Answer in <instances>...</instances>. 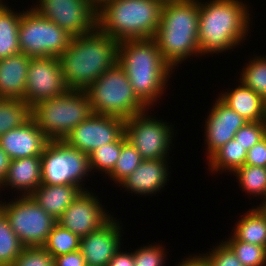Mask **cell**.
<instances>
[{"instance_id":"cell-1","label":"cell","mask_w":266,"mask_h":266,"mask_svg":"<svg viewBox=\"0 0 266 266\" xmlns=\"http://www.w3.org/2000/svg\"><path fill=\"white\" fill-rule=\"evenodd\" d=\"M117 63L125 71L138 99L148 109L161 99L174 72L154 38L120 41Z\"/></svg>"},{"instance_id":"cell-2","label":"cell","mask_w":266,"mask_h":266,"mask_svg":"<svg viewBox=\"0 0 266 266\" xmlns=\"http://www.w3.org/2000/svg\"><path fill=\"white\" fill-rule=\"evenodd\" d=\"M118 44L98 27L72 37L67 49L58 57L68 90L85 91L114 66L118 58Z\"/></svg>"},{"instance_id":"cell-3","label":"cell","mask_w":266,"mask_h":266,"mask_svg":"<svg viewBox=\"0 0 266 266\" xmlns=\"http://www.w3.org/2000/svg\"><path fill=\"white\" fill-rule=\"evenodd\" d=\"M199 0L200 55L219 54L246 40L252 15L242 0ZM244 2V3H243Z\"/></svg>"},{"instance_id":"cell-4","label":"cell","mask_w":266,"mask_h":266,"mask_svg":"<svg viewBox=\"0 0 266 266\" xmlns=\"http://www.w3.org/2000/svg\"><path fill=\"white\" fill-rule=\"evenodd\" d=\"M199 0L163 5L161 21L154 36L165 61L176 69L191 56H200L198 46Z\"/></svg>"},{"instance_id":"cell-5","label":"cell","mask_w":266,"mask_h":266,"mask_svg":"<svg viewBox=\"0 0 266 266\" xmlns=\"http://www.w3.org/2000/svg\"><path fill=\"white\" fill-rule=\"evenodd\" d=\"M163 5L157 0H111L97 10V27L118 42L154 38Z\"/></svg>"},{"instance_id":"cell-6","label":"cell","mask_w":266,"mask_h":266,"mask_svg":"<svg viewBox=\"0 0 266 266\" xmlns=\"http://www.w3.org/2000/svg\"><path fill=\"white\" fill-rule=\"evenodd\" d=\"M92 113L87 93L77 90H68L31 107V118L49 141L64 140Z\"/></svg>"},{"instance_id":"cell-7","label":"cell","mask_w":266,"mask_h":266,"mask_svg":"<svg viewBox=\"0 0 266 266\" xmlns=\"http://www.w3.org/2000/svg\"><path fill=\"white\" fill-rule=\"evenodd\" d=\"M85 92L94 114L126 120L148 109L134 93L125 71L118 63L106 70Z\"/></svg>"},{"instance_id":"cell-8","label":"cell","mask_w":266,"mask_h":266,"mask_svg":"<svg viewBox=\"0 0 266 266\" xmlns=\"http://www.w3.org/2000/svg\"><path fill=\"white\" fill-rule=\"evenodd\" d=\"M90 172L89 155L64 140L49 141L41 154V184L73 185L86 191L83 181Z\"/></svg>"},{"instance_id":"cell-9","label":"cell","mask_w":266,"mask_h":266,"mask_svg":"<svg viewBox=\"0 0 266 266\" xmlns=\"http://www.w3.org/2000/svg\"><path fill=\"white\" fill-rule=\"evenodd\" d=\"M20 52L28 57H59L72 36L33 8L21 11L19 24Z\"/></svg>"},{"instance_id":"cell-10","label":"cell","mask_w":266,"mask_h":266,"mask_svg":"<svg viewBox=\"0 0 266 266\" xmlns=\"http://www.w3.org/2000/svg\"><path fill=\"white\" fill-rule=\"evenodd\" d=\"M0 211L24 247L44 246L53 226L57 223L30 195L2 202Z\"/></svg>"},{"instance_id":"cell-11","label":"cell","mask_w":266,"mask_h":266,"mask_svg":"<svg viewBox=\"0 0 266 266\" xmlns=\"http://www.w3.org/2000/svg\"><path fill=\"white\" fill-rule=\"evenodd\" d=\"M125 120L126 139L139 152L143 160L168 159L174 132L173 125L148 115V111Z\"/></svg>"},{"instance_id":"cell-12","label":"cell","mask_w":266,"mask_h":266,"mask_svg":"<svg viewBox=\"0 0 266 266\" xmlns=\"http://www.w3.org/2000/svg\"><path fill=\"white\" fill-rule=\"evenodd\" d=\"M31 8L72 37L89 33L97 27V10L89 0H37Z\"/></svg>"},{"instance_id":"cell-13","label":"cell","mask_w":266,"mask_h":266,"mask_svg":"<svg viewBox=\"0 0 266 266\" xmlns=\"http://www.w3.org/2000/svg\"><path fill=\"white\" fill-rule=\"evenodd\" d=\"M67 91L59 58H30L23 98L30 107Z\"/></svg>"},{"instance_id":"cell-14","label":"cell","mask_w":266,"mask_h":266,"mask_svg":"<svg viewBox=\"0 0 266 266\" xmlns=\"http://www.w3.org/2000/svg\"><path fill=\"white\" fill-rule=\"evenodd\" d=\"M125 120L115 116L92 113L76 126L64 141L89 155L104 144L115 142L124 133Z\"/></svg>"},{"instance_id":"cell-15","label":"cell","mask_w":266,"mask_h":266,"mask_svg":"<svg viewBox=\"0 0 266 266\" xmlns=\"http://www.w3.org/2000/svg\"><path fill=\"white\" fill-rule=\"evenodd\" d=\"M97 197L89 190L82 191L57 219V223L79 238L101 229L114 215L103 208L105 205Z\"/></svg>"},{"instance_id":"cell-16","label":"cell","mask_w":266,"mask_h":266,"mask_svg":"<svg viewBox=\"0 0 266 266\" xmlns=\"http://www.w3.org/2000/svg\"><path fill=\"white\" fill-rule=\"evenodd\" d=\"M208 114L204 125L207 159L221 146L234 139L235 133L248 122L219 97Z\"/></svg>"},{"instance_id":"cell-17","label":"cell","mask_w":266,"mask_h":266,"mask_svg":"<svg viewBox=\"0 0 266 266\" xmlns=\"http://www.w3.org/2000/svg\"><path fill=\"white\" fill-rule=\"evenodd\" d=\"M112 218L101 229L80 238L79 250L87 266H107L122 245V225Z\"/></svg>"},{"instance_id":"cell-18","label":"cell","mask_w":266,"mask_h":266,"mask_svg":"<svg viewBox=\"0 0 266 266\" xmlns=\"http://www.w3.org/2000/svg\"><path fill=\"white\" fill-rule=\"evenodd\" d=\"M48 142L32 118L0 137V146L11 160L41 156Z\"/></svg>"},{"instance_id":"cell-19","label":"cell","mask_w":266,"mask_h":266,"mask_svg":"<svg viewBox=\"0 0 266 266\" xmlns=\"http://www.w3.org/2000/svg\"><path fill=\"white\" fill-rule=\"evenodd\" d=\"M167 159L143 160L142 163L120 184L129 193L139 196L154 195L165 188L169 181ZM168 180V181H167ZM158 191V192H157Z\"/></svg>"},{"instance_id":"cell-20","label":"cell","mask_w":266,"mask_h":266,"mask_svg":"<svg viewBox=\"0 0 266 266\" xmlns=\"http://www.w3.org/2000/svg\"><path fill=\"white\" fill-rule=\"evenodd\" d=\"M40 185L41 156H32L10 160L8 171L0 185V190L5 187H11L10 189L19 191L20 196H26L31 195Z\"/></svg>"},{"instance_id":"cell-21","label":"cell","mask_w":266,"mask_h":266,"mask_svg":"<svg viewBox=\"0 0 266 266\" xmlns=\"http://www.w3.org/2000/svg\"><path fill=\"white\" fill-rule=\"evenodd\" d=\"M30 58L19 53L0 60V98L23 100Z\"/></svg>"},{"instance_id":"cell-22","label":"cell","mask_w":266,"mask_h":266,"mask_svg":"<svg viewBox=\"0 0 266 266\" xmlns=\"http://www.w3.org/2000/svg\"><path fill=\"white\" fill-rule=\"evenodd\" d=\"M235 89L220 93L219 97L248 122L266 121V101L241 81Z\"/></svg>"},{"instance_id":"cell-23","label":"cell","mask_w":266,"mask_h":266,"mask_svg":"<svg viewBox=\"0 0 266 266\" xmlns=\"http://www.w3.org/2000/svg\"><path fill=\"white\" fill-rule=\"evenodd\" d=\"M82 191L80 187L73 185L41 184L30 196L57 220Z\"/></svg>"},{"instance_id":"cell-24","label":"cell","mask_w":266,"mask_h":266,"mask_svg":"<svg viewBox=\"0 0 266 266\" xmlns=\"http://www.w3.org/2000/svg\"><path fill=\"white\" fill-rule=\"evenodd\" d=\"M242 216L231 231L233 236L239 241L266 248V214L258 206H252Z\"/></svg>"},{"instance_id":"cell-25","label":"cell","mask_w":266,"mask_h":266,"mask_svg":"<svg viewBox=\"0 0 266 266\" xmlns=\"http://www.w3.org/2000/svg\"><path fill=\"white\" fill-rule=\"evenodd\" d=\"M21 12H15L5 2L0 5V60L20 52L19 24Z\"/></svg>"},{"instance_id":"cell-26","label":"cell","mask_w":266,"mask_h":266,"mask_svg":"<svg viewBox=\"0 0 266 266\" xmlns=\"http://www.w3.org/2000/svg\"><path fill=\"white\" fill-rule=\"evenodd\" d=\"M246 155L247 150L235 139H231L207 159L209 172L221 174L222 171H228L231 174L245 165Z\"/></svg>"},{"instance_id":"cell-27","label":"cell","mask_w":266,"mask_h":266,"mask_svg":"<svg viewBox=\"0 0 266 266\" xmlns=\"http://www.w3.org/2000/svg\"><path fill=\"white\" fill-rule=\"evenodd\" d=\"M31 118V107L20 99L0 98V137Z\"/></svg>"},{"instance_id":"cell-28","label":"cell","mask_w":266,"mask_h":266,"mask_svg":"<svg viewBox=\"0 0 266 266\" xmlns=\"http://www.w3.org/2000/svg\"><path fill=\"white\" fill-rule=\"evenodd\" d=\"M236 174V175H235ZM239 182L242 191L251 197L259 196L266 199V168L252 165H244L233 172Z\"/></svg>"},{"instance_id":"cell-29","label":"cell","mask_w":266,"mask_h":266,"mask_svg":"<svg viewBox=\"0 0 266 266\" xmlns=\"http://www.w3.org/2000/svg\"><path fill=\"white\" fill-rule=\"evenodd\" d=\"M143 159L134 146L121 135V152L113 171L108 175L110 180L118 186L126 179L141 163Z\"/></svg>"},{"instance_id":"cell-30","label":"cell","mask_w":266,"mask_h":266,"mask_svg":"<svg viewBox=\"0 0 266 266\" xmlns=\"http://www.w3.org/2000/svg\"><path fill=\"white\" fill-rule=\"evenodd\" d=\"M23 248L8 219L0 211V266H12Z\"/></svg>"},{"instance_id":"cell-31","label":"cell","mask_w":266,"mask_h":266,"mask_svg":"<svg viewBox=\"0 0 266 266\" xmlns=\"http://www.w3.org/2000/svg\"><path fill=\"white\" fill-rule=\"evenodd\" d=\"M80 238L56 223L43 246L52 256H60L79 250Z\"/></svg>"},{"instance_id":"cell-32","label":"cell","mask_w":266,"mask_h":266,"mask_svg":"<svg viewBox=\"0 0 266 266\" xmlns=\"http://www.w3.org/2000/svg\"><path fill=\"white\" fill-rule=\"evenodd\" d=\"M252 59L243 67L239 80L266 101V56Z\"/></svg>"},{"instance_id":"cell-33","label":"cell","mask_w":266,"mask_h":266,"mask_svg":"<svg viewBox=\"0 0 266 266\" xmlns=\"http://www.w3.org/2000/svg\"><path fill=\"white\" fill-rule=\"evenodd\" d=\"M121 152V136L112 143L104 144L96 148L89 154L90 171L103 173L108 176L114 169V166ZM95 170V171H94ZM97 170V171H96Z\"/></svg>"},{"instance_id":"cell-34","label":"cell","mask_w":266,"mask_h":266,"mask_svg":"<svg viewBox=\"0 0 266 266\" xmlns=\"http://www.w3.org/2000/svg\"><path fill=\"white\" fill-rule=\"evenodd\" d=\"M243 266H266V248L237 240L233 235L224 241Z\"/></svg>"},{"instance_id":"cell-35","label":"cell","mask_w":266,"mask_h":266,"mask_svg":"<svg viewBox=\"0 0 266 266\" xmlns=\"http://www.w3.org/2000/svg\"><path fill=\"white\" fill-rule=\"evenodd\" d=\"M165 247L159 243L143 245L133 251L134 266H164L167 260Z\"/></svg>"},{"instance_id":"cell-36","label":"cell","mask_w":266,"mask_h":266,"mask_svg":"<svg viewBox=\"0 0 266 266\" xmlns=\"http://www.w3.org/2000/svg\"><path fill=\"white\" fill-rule=\"evenodd\" d=\"M266 137V121L247 122L234 136L247 151Z\"/></svg>"},{"instance_id":"cell-37","label":"cell","mask_w":266,"mask_h":266,"mask_svg":"<svg viewBox=\"0 0 266 266\" xmlns=\"http://www.w3.org/2000/svg\"><path fill=\"white\" fill-rule=\"evenodd\" d=\"M219 244L206 254H201L207 266H243L225 242L222 241Z\"/></svg>"},{"instance_id":"cell-38","label":"cell","mask_w":266,"mask_h":266,"mask_svg":"<svg viewBox=\"0 0 266 266\" xmlns=\"http://www.w3.org/2000/svg\"><path fill=\"white\" fill-rule=\"evenodd\" d=\"M12 266H54L53 257L43 246L24 247Z\"/></svg>"},{"instance_id":"cell-39","label":"cell","mask_w":266,"mask_h":266,"mask_svg":"<svg viewBox=\"0 0 266 266\" xmlns=\"http://www.w3.org/2000/svg\"><path fill=\"white\" fill-rule=\"evenodd\" d=\"M245 165L266 168V137L247 151Z\"/></svg>"},{"instance_id":"cell-40","label":"cell","mask_w":266,"mask_h":266,"mask_svg":"<svg viewBox=\"0 0 266 266\" xmlns=\"http://www.w3.org/2000/svg\"><path fill=\"white\" fill-rule=\"evenodd\" d=\"M54 266H87L80 250L53 257Z\"/></svg>"},{"instance_id":"cell-41","label":"cell","mask_w":266,"mask_h":266,"mask_svg":"<svg viewBox=\"0 0 266 266\" xmlns=\"http://www.w3.org/2000/svg\"><path fill=\"white\" fill-rule=\"evenodd\" d=\"M107 266H134L133 252L123 251L120 247Z\"/></svg>"},{"instance_id":"cell-42","label":"cell","mask_w":266,"mask_h":266,"mask_svg":"<svg viewBox=\"0 0 266 266\" xmlns=\"http://www.w3.org/2000/svg\"><path fill=\"white\" fill-rule=\"evenodd\" d=\"M181 261L182 262H179V264H176L175 266H207L201 253H199V255L190 254V256L183 258Z\"/></svg>"},{"instance_id":"cell-43","label":"cell","mask_w":266,"mask_h":266,"mask_svg":"<svg viewBox=\"0 0 266 266\" xmlns=\"http://www.w3.org/2000/svg\"><path fill=\"white\" fill-rule=\"evenodd\" d=\"M10 160L7 153L0 146V185L6 177Z\"/></svg>"},{"instance_id":"cell-44","label":"cell","mask_w":266,"mask_h":266,"mask_svg":"<svg viewBox=\"0 0 266 266\" xmlns=\"http://www.w3.org/2000/svg\"><path fill=\"white\" fill-rule=\"evenodd\" d=\"M111 0H89V2L92 4V6L98 10L101 8L106 2H109Z\"/></svg>"},{"instance_id":"cell-45","label":"cell","mask_w":266,"mask_h":266,"mask_svg":"<svg viewBox=\"0 0 266 266\" xmlns=\"http://www.w3.org/2000/svg\"><path fill=\"white\" fill-rule=\"evenodd\" d=\"M258 207L266 214V199L262 201Z\"/></svg>"},{"instance_id":"cell-46","label":"cell","mask_w":266,"mask_h":266,"mask_svg":"<svg viewBox=\"0 0 266 266\" xmlns=\"http://www.w3.org/2000/svg\"><path fill=\"white\" fill-rule=\"evenodd\" d=\"M159 2H162L163 4L171 3V2H179V1H185V0H157Z\"/></svg>"}]
</instances>
